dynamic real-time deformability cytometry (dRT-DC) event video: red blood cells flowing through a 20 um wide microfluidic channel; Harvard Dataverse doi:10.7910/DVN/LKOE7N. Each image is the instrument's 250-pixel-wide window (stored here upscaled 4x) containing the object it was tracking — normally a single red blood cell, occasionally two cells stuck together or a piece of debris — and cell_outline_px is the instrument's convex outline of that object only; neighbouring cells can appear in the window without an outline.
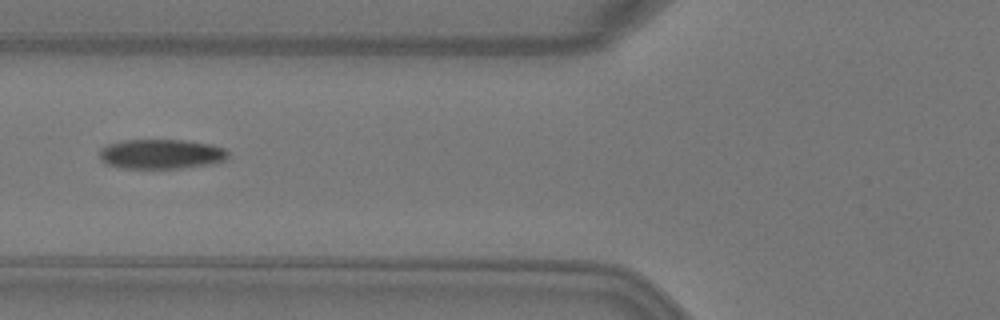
{"species": "Egyptian fruit bat (a non-hibernating species)", "species_latin": "Rousettus aegyptiacus", "temperature_condition": "warm", "stored_images_in_passage": 5, "camera_frame_rate_fps": 3000, "um_per_image_px": 0.085, "animal": {"sex": "female"}, "frame": {"image": 1, "passage_image": 3, "time_ms": 0.667, "image_size_px": [1000, 320], "cell_outline_px": [[228, 160], [212, 164], [180, 168], [120, 168], [104, 164], [100, 160], [100, 148], [108, 144], [124, 140], [184, 140], [212, 144], [224, 148], [228, 152]], "centroid_in_image_um": [13.7, 13.1], "position_along_channel_um": 112.1, "area_um2": 22.54}}